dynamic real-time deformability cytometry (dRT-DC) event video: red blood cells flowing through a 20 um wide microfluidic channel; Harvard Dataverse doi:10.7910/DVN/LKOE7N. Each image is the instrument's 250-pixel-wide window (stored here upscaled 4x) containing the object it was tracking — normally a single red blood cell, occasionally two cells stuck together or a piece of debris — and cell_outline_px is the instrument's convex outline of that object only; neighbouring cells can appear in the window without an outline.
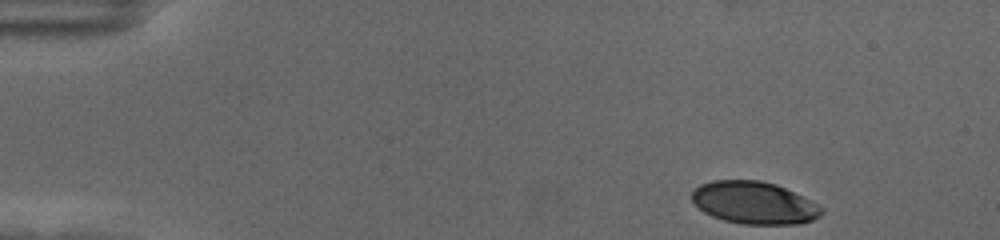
{"species": "human", "species_latin": "Homo sapiens", "temperature_condition": "cold", "stored_images_in_passage": 44, "camera_frame_rate_fps": 3000, "um_per_image_px": 0.085, "donor": {"sex": "female"}, "frame": {"image": 1, "passage_image": 1, "time_ms": 0.0, "image_size_px": [1000, 240], "cell_outline_px": [[824, 212], [820, 216], [812, 220], [800, 224], [744, 224], [724, 220], [712, 216], [704, 212], [692, 200], [692, 192], [700, 184], [712, 180], [760, 180], [776, 184], [812, 200], [824, 208]], "centroid_in_image_um": [64.14, 17.23], "position_along_channel_um": 20.9, "area_um2": 32.14}}
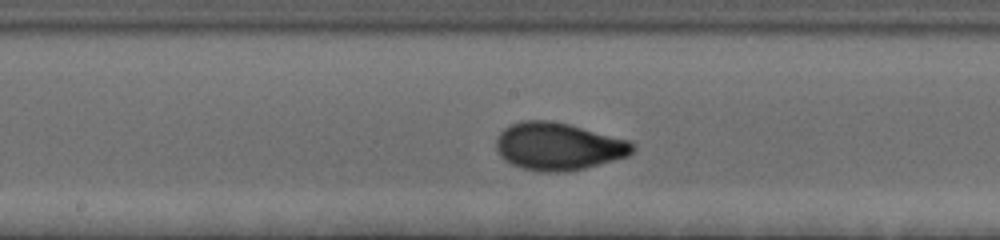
{"frame": {"image": 2, "passage_image": 25, "time_ms": 8.0, "image_size_px": [1000, 240], "cell_outline_px": [[636, 148], [628, 156], [584, 168], [564, 172], [544, 172], [520, 168], [504, 160], [500, 156], [496, 148], [496, 136], [504, 128], [520, 120], [548, 120], [568, 124], [628, 140], [636, 144]], "centroid_in_image_um": [47.43, 12.44], "position_along_channel_um": 200.8, "area_um2": 37.8}}
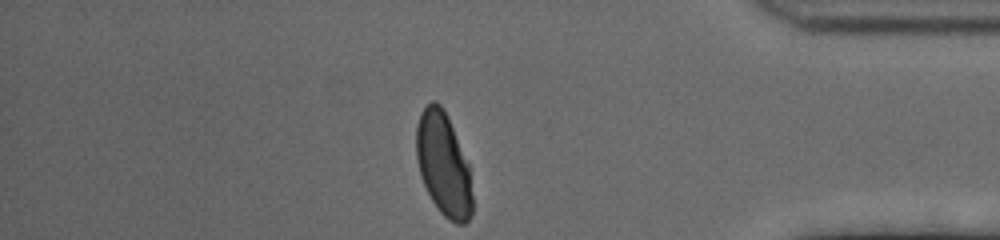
{"frame": {"image": 3, "passage_image": 44, "time_ms": 14.333, "image_size_px": [1000, 240], "cell_outline_px": [[472, 212], [468, 220], [464, 224], [456, 224], [448, 220], [440, 212], [432, 200], [424, 184], [420, 172], [416, 156], [416, 128], [420, 112], [432, 100], [436, 100], [440, 104], [452, 128], [468, 164], [472, 196]], "centroid_in_image_um": [37.68, 14.0], "position_along_channel_um": 397.5, "area_um2": 33.18}, "authors_computed_cell_mechanics": {"area_um2": 35.4892, "velocity_mm_per_s": 3.5206, "shape_relaxation_time_tau1_ms": 3.5132, "shape_relaxation_time_tau2_ms": null, "deformation_change_tau1": 0.155, "deformation_change_tau2": null}}